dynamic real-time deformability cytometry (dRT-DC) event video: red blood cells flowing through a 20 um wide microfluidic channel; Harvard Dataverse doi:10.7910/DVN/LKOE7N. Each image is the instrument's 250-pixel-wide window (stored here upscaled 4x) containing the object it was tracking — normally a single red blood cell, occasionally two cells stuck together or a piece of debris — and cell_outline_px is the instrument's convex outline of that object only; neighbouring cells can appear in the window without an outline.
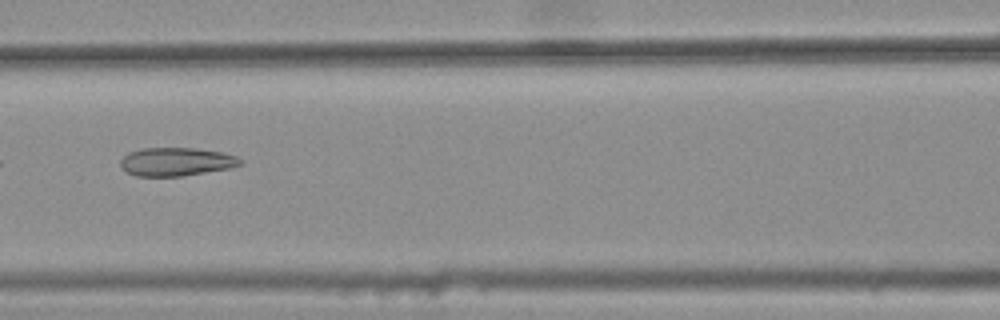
{"species": "common noctule bat (a hibernating species)", "species_latin": "Nyctalus noctula", "temperature_condition": "warm", "stored_images_in_passage": 8, "camera_frame_rate_fps": 3000, "um_per_image_px": 0.085, "animal": {"sex": "female", "body_mass_g": 25.1}, "frame": {"image": 1, "passage_image": 7, "time_ms": 2.0, "image_size_px": [1000, 320], "cell_outline_px": [[244, 164], [228, 168], [184, 176], [136, 176], [128, 172], [120, 164], [120, 160], [128, 152], [140, 148], [196, 148], [220, 152], [236, 156], [244, 160]], "centroid_in_image_um": [15.0, 13.74], "position_along_channel_um": 151.6, "area_um2": 19.83}}
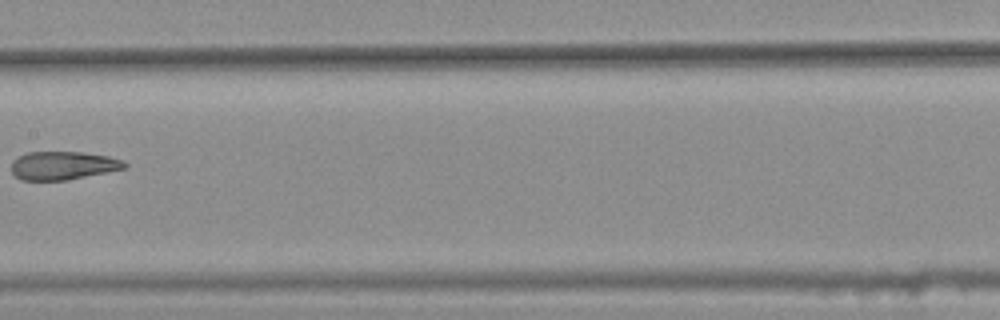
{"frame": {"image": 2, "passage_image": 8, "time_ms": 2.333, "image_size_px": [1000, 320], "cell_outline_px": [[128, 168], [68, 180], [20, 180], [12, 172], [12, 160], [28, 152], [80, 152], [108, 156], [124, 160], [128, 164]], "centroid_in_image_um": [5.4, 14.07], "position_along_channel_um": 202.0, "area_um2": 18.79}}